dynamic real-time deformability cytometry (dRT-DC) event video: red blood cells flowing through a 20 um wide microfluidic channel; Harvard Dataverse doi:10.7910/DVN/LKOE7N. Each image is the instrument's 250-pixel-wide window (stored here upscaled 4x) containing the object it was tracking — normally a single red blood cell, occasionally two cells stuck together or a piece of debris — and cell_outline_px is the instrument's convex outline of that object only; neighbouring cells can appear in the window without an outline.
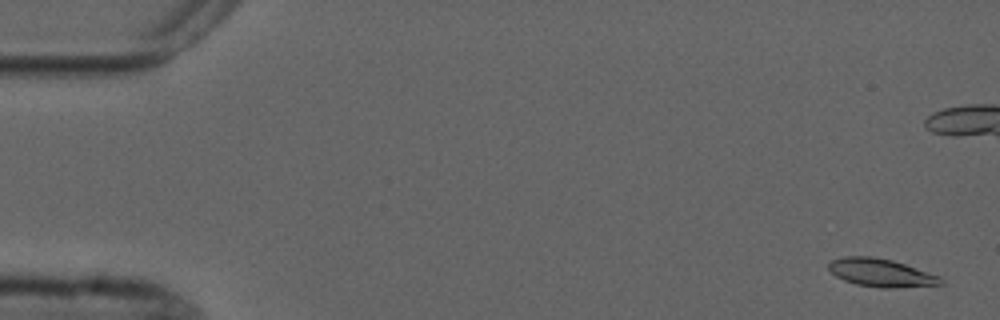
{"species": "common noctule bat (a hibernating species)", "species_latin": "Nyctalus noctula", "temperature_condition": "cold", "stored_images_in_passage": 9, "camera_frame_rate_fps": 3000, "um_per_image_px": 0.085, "animal": {"sex": "male", "forearm_length_mm": 52.5}, "frame": {"image": 1, "passage_image": 1, "time_ms": 0.0, "image_size_px": [1000, 320], "cell_outline_px": [[944, 284], [888, 288], [880, 288], [856, 284], [844, 280], [836, 276], [828, 268], [828, 264], [832, 260], [844, 256], [872, 256], [892, 260], [940, 276], [944, 280]], "centroid_in_image_um": [74.88, 23.18], "position_along_channel_um": 10.1, "area_um2": 18.21}}
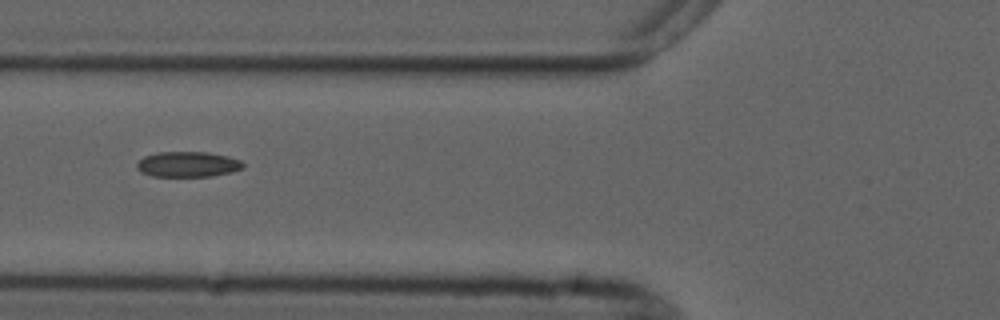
{"frame": {"image": 2, "passage_image": 8, "time_ms": 8.333, "image_size_px": [1000, 320], "cell_outline_px": [[244, 168], [232, 172], [212, 176], [152, 176], [140, 172], [136, 168], [136, 164], [144, 156], [156, 152], [208, 152], [228, 156], [240, 160], [244, 164]], "centroid_in_image_um": [15.96, 13.96], "position_along_channel_um": 109.8, "area_um2": 15.84}}
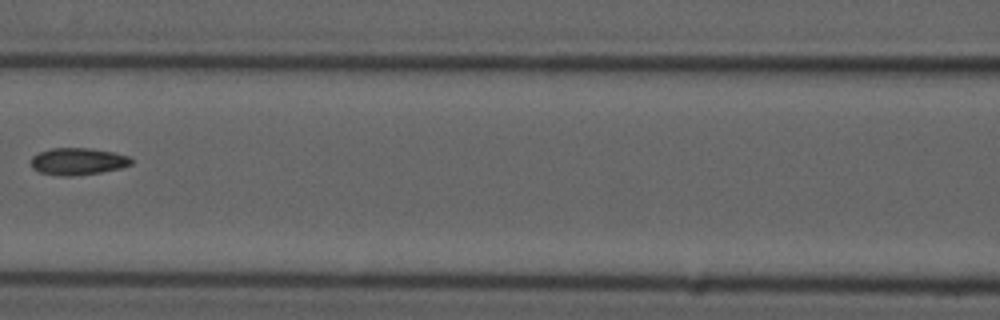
{"frame": {"image": 3, "passage_image": 9, "time_ms": 9.667, "image_size_px": [1000, 320], "cell_outline_px": [[132, 164], [120, 168], [100, 172], [72, 176], [64, 176], [40, 172], [32, 168], [32, 156], [40, 152], [52, 148], [88, 148], [112, 152], [128, 156], [132, 160]], "centroid_in_image_um": [6.61, 13.72], "position_along_channel_um": 160.0, "area_um2": 15.55}}